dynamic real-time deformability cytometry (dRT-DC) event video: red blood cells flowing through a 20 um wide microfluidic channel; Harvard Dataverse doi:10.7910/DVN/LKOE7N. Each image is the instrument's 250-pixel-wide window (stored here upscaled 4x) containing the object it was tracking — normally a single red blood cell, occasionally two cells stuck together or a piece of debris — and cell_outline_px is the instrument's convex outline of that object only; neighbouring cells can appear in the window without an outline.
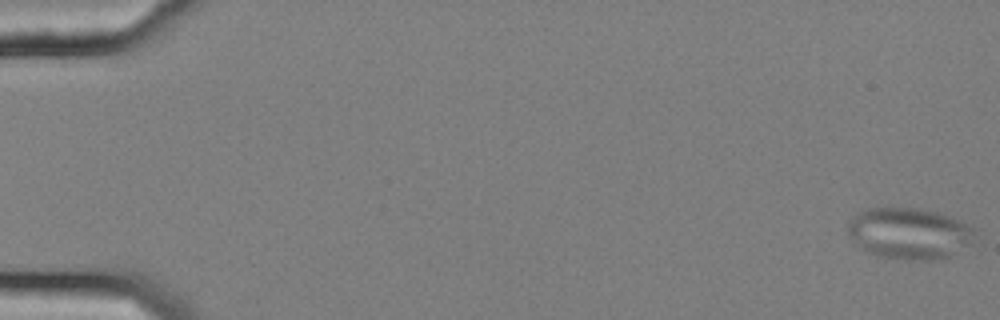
{"species": "common noctule bat (a hibernating species)", "species_latin": "Nyctalus noctula", "temperature_condition": "cold", "stored_images_in_passage": 57, "camera_frame_rate_fps": 3000, "um_per_image_px": 0.085, "animal": {"sex": "female", "body_mass_g": 25.1}, "frame": {"image": 1, "passage_image": 1, "time_ms": 0.0, "image_size_px": [1000, 320], "cell_outline_px": [[980, 228], [968, 244], [948, 256], [928, 260], [924, 260], [876, 256], [868, 252], [848, 232], [848, 224], [852, 216], [868, 208], [920, 208], [936, 212], [948, 216]], "centroid_in_image_um": [77.33, 19.81], "position_along_channel_um": 7.7, "area_um2": 37.34}}
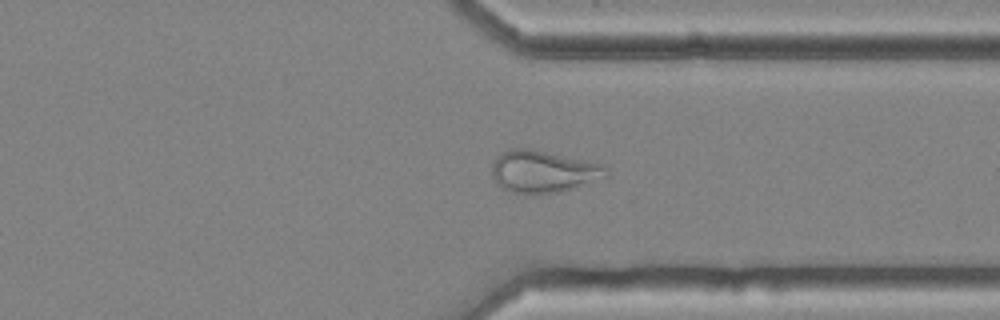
{"frame": {"image": 2, "passage_image": 44, "time_ms": 14.333, "image_size_px": [1000, 320], "cell_outline_px": [[608, 176], [572, 188], [556, 192], [512, 192], [500, 188], [496, 184], [492, 176], [492, 164], [508, 148], [532, 148], [604, 164], [608, 168]], "centroid_in_image_um": [46.18, 14.55], "position_along_channel_um": 365.2, "area_um2": 27.74}}
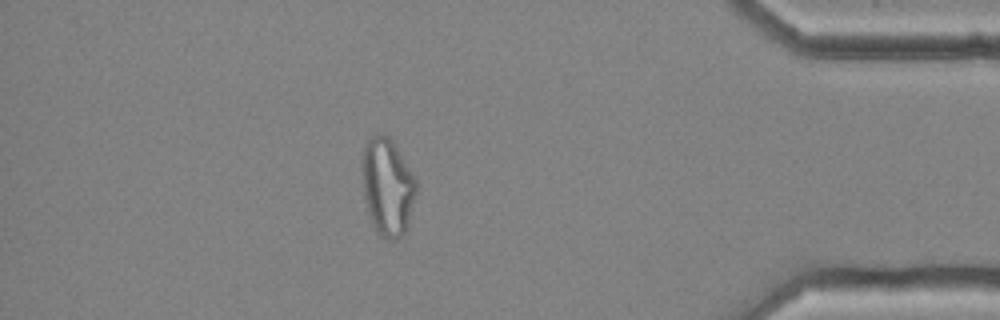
{"frame": {"image": 3, "passage_image": 50, "time_ms": 16.333, "image_size_px": [1000, 320], "cell_outline_px": [[416, 192], [408, 228], [396, 240], [388, 240], [376, 232], [368, 212], [364, 196], [364, 144], [376, 132], [384, 132], [392, 140], [416, 180]], "centroid_in_image_um": [32.96, 15.89], "position_along_channel_um": 402.2, "area_um2": 30.29}}